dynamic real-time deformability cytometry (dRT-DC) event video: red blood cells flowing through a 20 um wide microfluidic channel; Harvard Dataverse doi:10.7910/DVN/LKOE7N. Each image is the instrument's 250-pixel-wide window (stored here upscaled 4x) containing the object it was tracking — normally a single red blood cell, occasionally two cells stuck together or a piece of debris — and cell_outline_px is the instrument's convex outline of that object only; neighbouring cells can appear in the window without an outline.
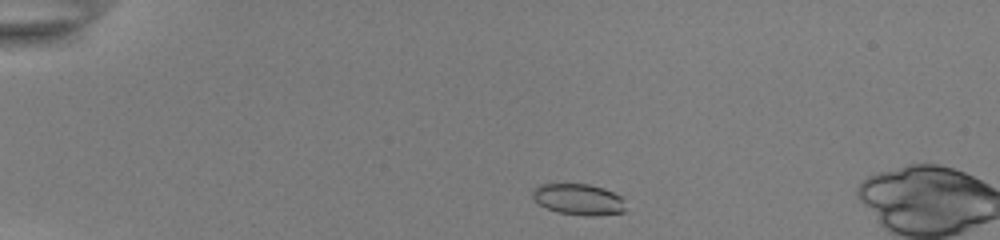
{"species": "common noctule bat (a hibernating species)", "species_latin": "Nyctalus noctula", "temperature_condition": "room temperature", "stored_images_in_passage": 46, "camera_frame_rate_fps": 3000, "um_per_image_px": 0.085, "animal": {"sex": "female", "body_mass_g": 22.0, "forearm_length_mm": 56.7}, "frame": {"image": 1, "passage_image": 4, "time_ms": 1.0, "image_size_px": [1000, 240], "cell_outline_px": [[624, 212], [592, 216], [588, 216], [556, 212], [540, 204], [532, 196], [532, 192], [540, 184], [588, 184], [604, 188], [620, 196], [624, 208]], "centroid_in_image_um": [49.16, 16.94], "position_along_channel_um": 35.8, "area_um2": 16.59}}
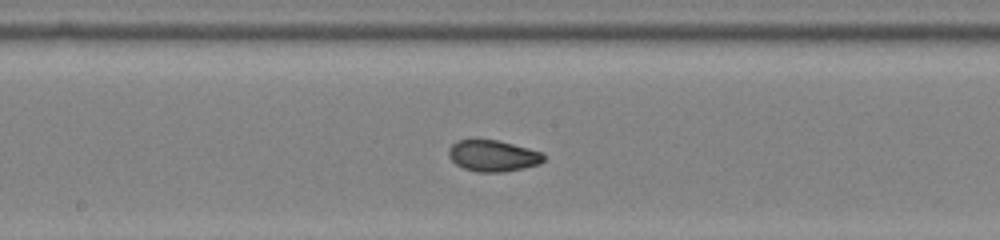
{"frame": {"image": 2, "passage_image": 22, "time_ms": 7.0, "image_size_px": [1000, 240], "cell_outline_px": [[544, 160], [540, 164], [524, 168], [504, 172], [480, 172], [464, 168], [456, 164], [448, 156], [448, 148], [456, 140], [496, 140], [528, 148], [540, 152], [544, 156]], "centroid_in_image_um": [41.88, 13.25], "position_along_channel_um": 206.3, "area_um2": 17.22}}
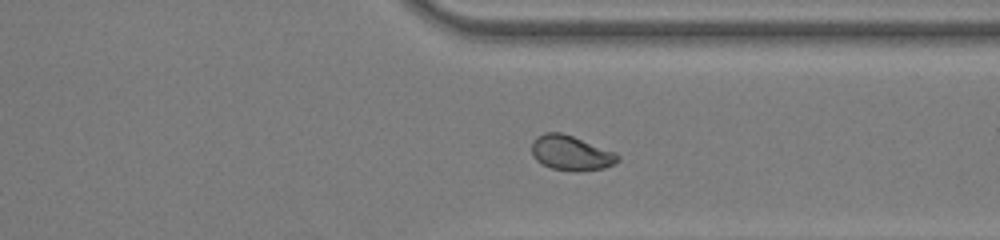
{"frame": {"image": 3, "passage_image": 34, "time_ms": 11.0, "image_size_px": [1000, 240], "cell_outline_px": [[620, 160], [604, 168], [576, 172], [572, 172], [552, 168], [536, 160], [532, 156], [532, 140], [536, 136], [544, 132], [560, 132], [572, 136], [616, 152], [620, 156]], "centroid_in_image_um": [48.52, 13.0], "position_along_channel_um": 362.9, "area_um2": 17.57}}